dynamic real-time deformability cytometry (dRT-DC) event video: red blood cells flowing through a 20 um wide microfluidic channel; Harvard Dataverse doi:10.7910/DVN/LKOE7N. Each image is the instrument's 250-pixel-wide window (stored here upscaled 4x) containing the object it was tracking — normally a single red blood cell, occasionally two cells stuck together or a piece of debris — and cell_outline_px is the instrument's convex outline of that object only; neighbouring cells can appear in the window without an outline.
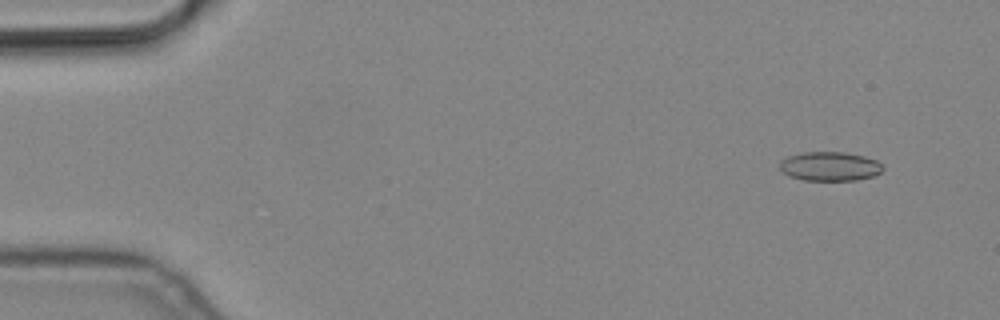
{"species": "common noctule bat (a hibernating species)", "species_latin": "Nyctalus noctula", "temperature_condition": "cold", "stored_images_in_passage": 5, "camera_frame_rate_fps": 3000, "um_per_image_px": 0.085, "animal": {"sex": "male", "body_mass_g": 19.2, "forearm_length_mm": 51.8}, "frame": {"image": 1, "passage_image": 1, "time_ms": 0.0, "image_size_px": [1000, 320], "cell_outline_px": [[884, 168], [880, 172], [872, 176], [856, 180], [804, 180], [788, 176], [780, 168], [780, 160], [788, 156], [800, 152], [844, 152], [864, 156], [876, 160]], "centroid_in_image_um": [70.51, 14.13], "position_along_channel_um": 14.5, "area_um2": 17.46}}
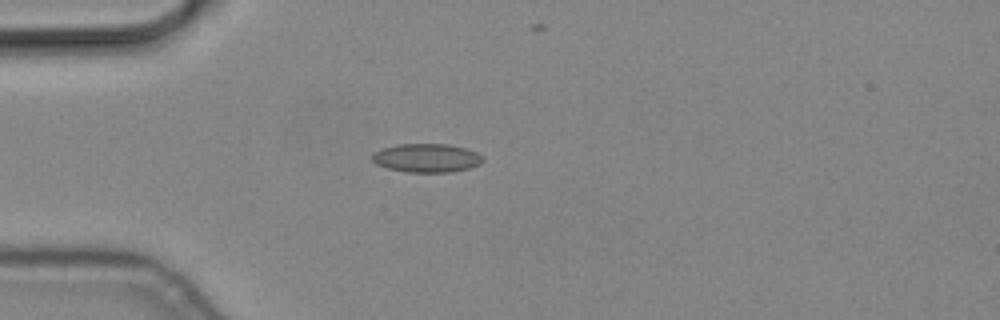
{"frame": {"image": 2, "passage_image": 4, "time_ms": 1.0, "image_size_px": [1000, 320], "cell_outline_px": [[480, 164], [468, 168], [452, 172], [408, 172], [388, 168], [376, 164], [372, 160], [372, 156], [376, 152], [384, 148], [396, 144], [448, 144], [464, 148], [476, 152], [480, 156]], "centroid_in_image_um": [36.24, 13.43], "position_along_channel_um": 48.8, "area_um2": 18.15}}